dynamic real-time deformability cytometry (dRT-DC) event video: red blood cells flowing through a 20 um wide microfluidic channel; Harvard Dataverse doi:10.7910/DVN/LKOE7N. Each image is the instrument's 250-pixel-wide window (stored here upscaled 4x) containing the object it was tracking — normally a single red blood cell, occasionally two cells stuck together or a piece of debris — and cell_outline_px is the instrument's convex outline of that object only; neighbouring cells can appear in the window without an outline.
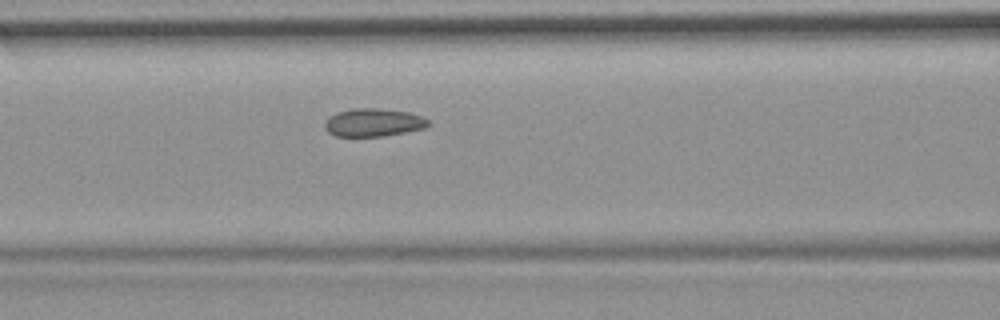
{"species": "common noctule bat (a hibernating species)", "species_latin": "Nyctalus noctula", "temperature_condition": "room temperature", "stored_images_in_passage": 7, "camera_frame_rate_fps": 3000, "um_per_image_px": 0.085, "animal": {"sex": "female", "body_mass_g": 19.9}, "frame": {"image": 1, "passage_image": 7, "time_ms": 7.667, "image_size_px": [1000, 320], "cell_outline_px": [[432, 124], [428, 128], [384, 136], [336, 136], [328, 132], [324, 128], [324, 120], [328, 116], [336, 112], [352, 108], [380, 108], [408, 112], [420, 116], [428, 120]], "centroid_in_image_um": [31.73, 10.41], "position_along_channel_um": 134.9, "area_um2": 17.22}}